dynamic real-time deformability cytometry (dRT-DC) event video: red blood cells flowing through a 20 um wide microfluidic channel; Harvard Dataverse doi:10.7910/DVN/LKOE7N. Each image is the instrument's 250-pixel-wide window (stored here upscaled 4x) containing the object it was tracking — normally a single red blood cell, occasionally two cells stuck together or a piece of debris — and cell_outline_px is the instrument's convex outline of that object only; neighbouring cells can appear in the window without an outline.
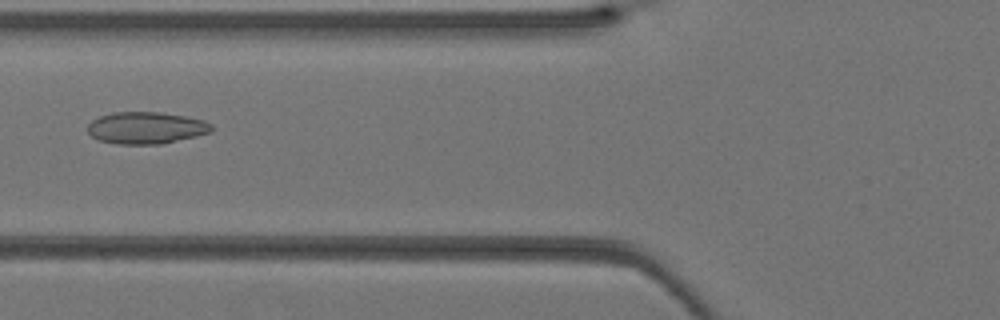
{"species": "Egyptian fruit bat (a non-hibernating species)", "species_latin": "Rousettus aegyptiacus", "temperature_condition": "warm", "stored_images_in_passage": 31, "camera_frame_rate_fps": 3000, "um_per_image_px": 0.085, "animal": {"sex": "female"}, "frame": {"image": 1, "passage_image": 7, "time_ms": 2.0, "image_size_px": [1000, 320], "cell_outline_px": [[212, 132], [196, 136], [160, 144], [116, 144], [100, 140], [92, 136], [88, 132], [88, 124], [92, 120], [100, 116], [112, 112], [160, 112], [184, 116], [204, 120], [212, 124]], "centroid_in_image_um": [12.42, 10.86], "position_along_channel_um": 113.4, "area_um2": 23.0}}
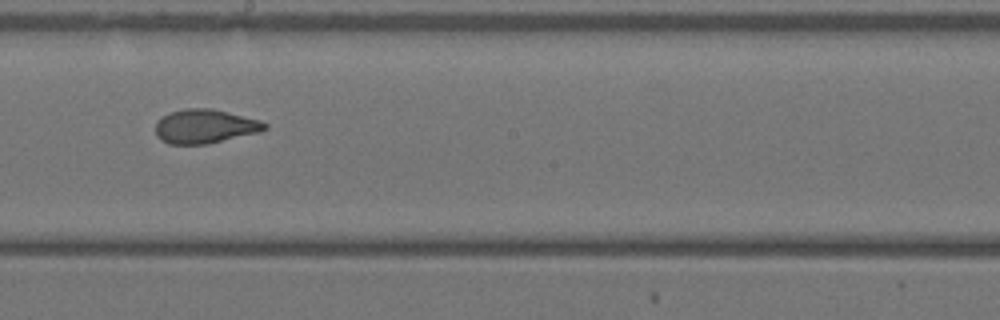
{"frame": {"image": 2, "passage_image": 14, "time_ms": 4.333, "image_size_px": [1000, 320], "cell_outline_px": [[268, 128], [260, 132], [208, 144], [168, 144], [160, 140], [156, 136], [156, 124], [164, 116], [172, 112], [188, 108], [212, 108], [260, 120], [268, 124]], "centroid_in_image_um": [17.45, 10.75], "position_along_channel_um": 230.8, "area_um2": 21.62}}
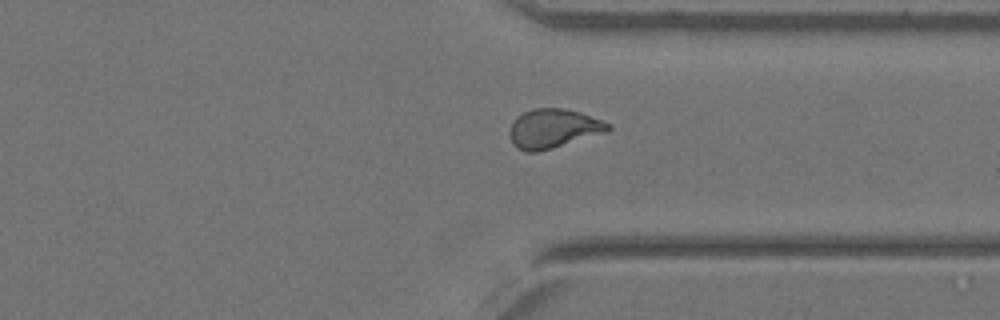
{"frame": {"image": 3, "passage_image": 22, "time_ms": 7.0, "image_size_px": [1000, 320], "cell_outline_px": [[612, 128], [604, 132], [552, 148], [536, 152], [524, 152], [516, 148], [512, 144], [508, 132], [512, 120], [516, 116], [524, 112], [536, 108], [564, 108], [580, 112], [612, 124]], "centroid_in_image_um": [46.97, 10.92], "position_along_channel_um": 364.4, "area_um2": 22.48}}